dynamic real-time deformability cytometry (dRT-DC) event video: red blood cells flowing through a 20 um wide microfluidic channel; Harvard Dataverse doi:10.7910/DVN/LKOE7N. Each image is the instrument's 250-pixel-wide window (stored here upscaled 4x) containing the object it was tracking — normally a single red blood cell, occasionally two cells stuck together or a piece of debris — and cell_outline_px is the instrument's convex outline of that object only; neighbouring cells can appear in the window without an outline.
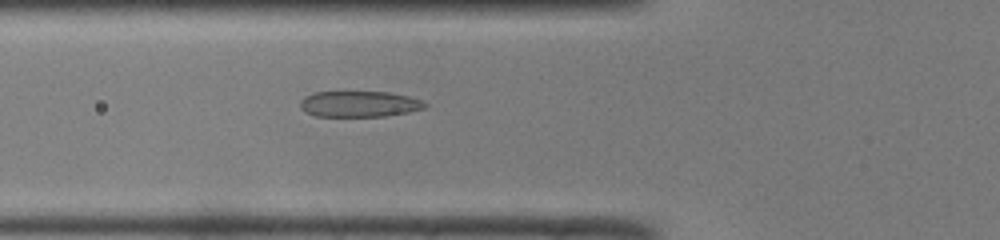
{"species": "common noctule bat (a hibernating species)", "species_latin": "Nyctalus noctula", "temperature_condition": "room temperature", "stored_images_in_passage": 46, "camera_frame_rate_fps": 3000, "um_per_image_px": 0.085, "animal": {"sex": "male", "body_mass_g": 19.0, "forearm_length_mm": 50.8}, "frame": {"image": 1, "passage_image": 15, "time_ms": 4.667, "image_size_px": [1000, 240], "cell_outline_px": [[428, 104], [424, 108], [408, 112], [384, 116], [316, 116], [304, 112], [300, 108], [300, 100], [304, 96], [312, 92], [388, 92], [408, 96], [420, 100]], "centroid_in_image_um": [30.48, 8.84], "position_along_channel_um": 95.3, "area_um2": 18.84}}
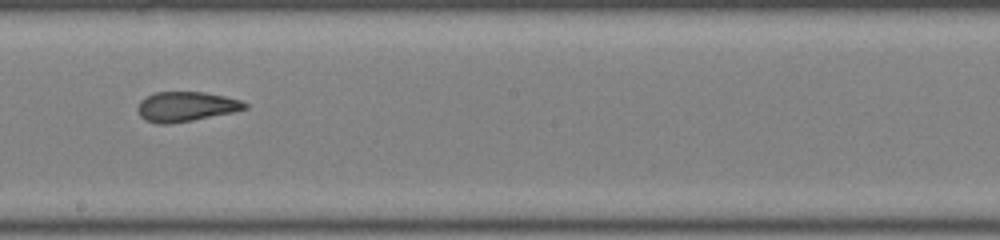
{"frame": {"image": 2, "passage_image": 25, "time_ms": 8.0, "image_size_px": [1000, 240], "cell_outline_px": [[248, 108], [232, 112], [192, 120], [168, 124], [156, 124], [144, 120], [140, 116], [136, 108], [140, 100], [156, 92], [204, 92], [224, 96], [240, 100], [248, 104]], "centroid_in_image_um": [15.77, 9.06], "position_along_channel_um": 232.4, "area_um2": 18.55}}
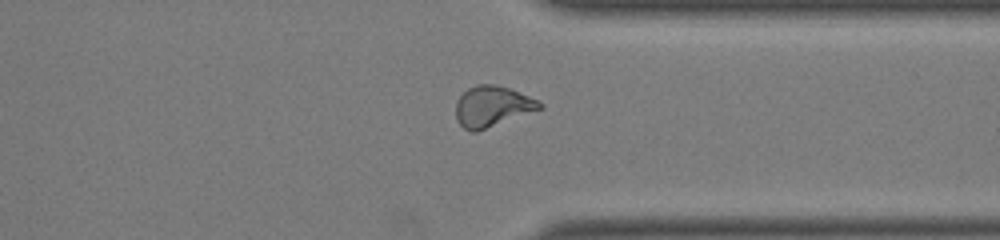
{"frame": {"image": 3, "passage_image": 35, "time_ms": 11.333, "image_size_px": [1000, 240], "cell_outline_px": [[544, 108], [476, 132], [472, 132], [464, 128], [456, 120], [456, 100], [468, 88], [476, 84], [496, 84], [508, 88], [528, 96], [544, 104]], "centroid_in_image_um": [41.83, 9.05], "position_along_channel_um": 369.6, "area_um2": 19.88}, "authors_computed_cell_mechanics": {"area_um2": 19.6809, "velocity_mm_per_s": 4.1244, "shape_relaxation_time_tau1_ms": 10.4276, "shape_relaxation_time_tau2_ms": 1.4604, "deformation_change_tau1": 0.2509, "deformation_change_tau2": 0.0702}}